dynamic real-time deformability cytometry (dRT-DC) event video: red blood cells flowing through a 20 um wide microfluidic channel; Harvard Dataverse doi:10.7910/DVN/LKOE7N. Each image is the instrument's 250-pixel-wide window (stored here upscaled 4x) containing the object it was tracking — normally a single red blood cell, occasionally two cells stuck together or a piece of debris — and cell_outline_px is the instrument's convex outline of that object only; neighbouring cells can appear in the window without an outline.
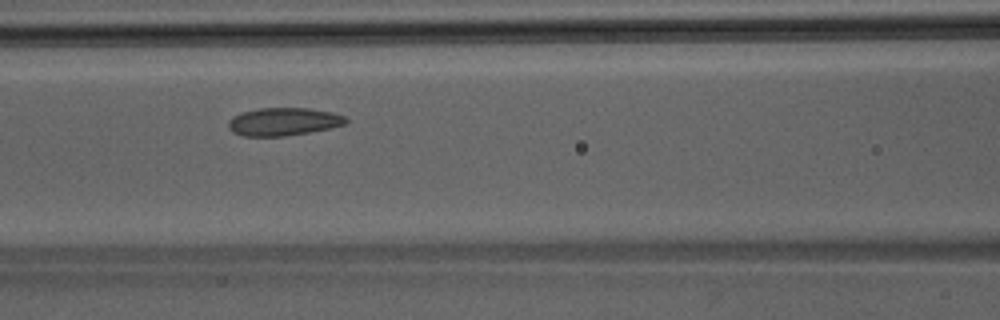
{"species": "Egyptian fruit bat (a non-hibernating species)", "species_latin": "Rousettus aegyptiacus", "temperature_condition": "room temperature", "stored_images_in_passage": 38, "camera_frame_rate_fps": 3000, "um_per_image_px": 0.085, "animal": {"sex": "male"}, "frame": {"image": 1, "passage_image": 12, "time_ms": 3.667, "image_size_px": [1000, 320], "cell_outline_px": [[348, 124], [332, 128], [284, 136], [244, 136], [232, 132], [228, 128], [228, 120], [232, 116], [240, 112], [260, 108], [308, 108], [332, 112], [344, 116], [348, 120]], "centroid_in_image_um": [24.09, 10.34], "position_along_channel_um": 142.5, "area_um2": 19.31}}
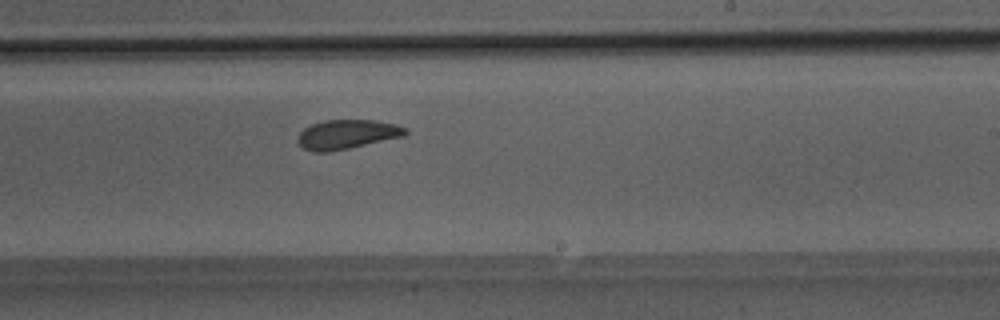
{"frame": {"image": 2, "passage_image": 20, "time_ms": 6.333, "image_size_px": [1000, 320], "cell_outline_px": [[408, 132], [404, 136], [348, 148], [328, 152], [312, 152], [304, 148], [296, 140], [300, 132], [304, 128], [312, 124], [324, 120], [376, 120], [396, 124], [408, 128]], "centroid_in_image_um": [29.5, 11.41], "position_along_channel_um": 259.5, "area_um2": 18.38}}
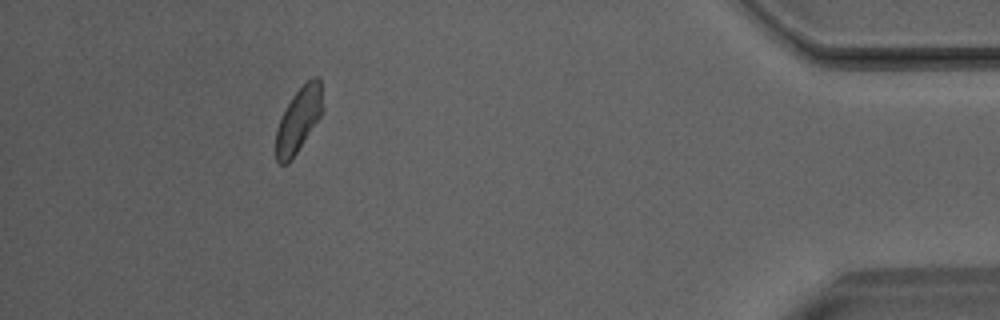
{"frame": {"image": 3, "passage_image": 34, "time_ms": 11.0, "image_size_px": [1000, 320], "cell_outline_px": [[324, 108], [320, 116], [288, 164], [280, 164], [276, 160], [276, 128], [292, 96], [312, 76], [316, 76], [320, 80]], "centroid_in_image_um": [25.39, 10.16], "position_along_channel_um": 409.8, "area_um2": 17.22}}